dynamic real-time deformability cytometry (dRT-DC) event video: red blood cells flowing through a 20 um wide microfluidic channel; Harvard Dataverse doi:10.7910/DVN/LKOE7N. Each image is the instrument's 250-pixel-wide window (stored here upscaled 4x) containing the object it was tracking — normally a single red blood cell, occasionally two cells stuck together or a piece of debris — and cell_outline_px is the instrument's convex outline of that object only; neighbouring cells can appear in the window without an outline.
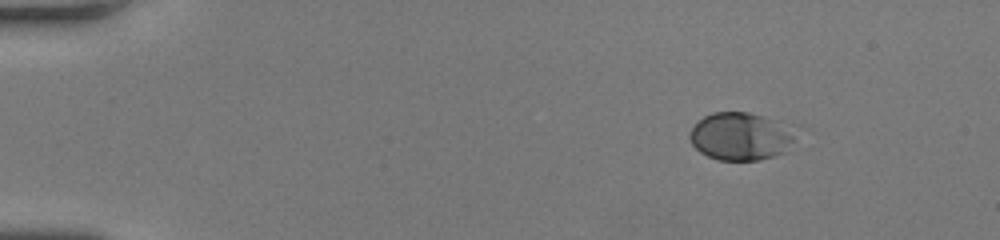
{"species": "human", "species_latin": "Homo sapiens", "temperature_condition": "room temperature", "stored_images_in_passage": 44, "camera_frame_rate_fps": 3000, "um_per_image_px": 0.085, "donor": {"sex": "female"}, "frame": {"image": 1, "passage_image": 1, "time_ms": 0.0, "image_size_px": [1000, 240], "cell_outline_px": [[800, 128], [784, 152], [760, 160], [716, 160], [700, 152], [692, 144], [688, 136], [688, 132], [704, 116], [712, 112], [748, 112], [800, 124]], "centroid_in_image_um": [63.05, 11.55], "position_along_channel_um": 22.0, "area_um2": 30.35}}
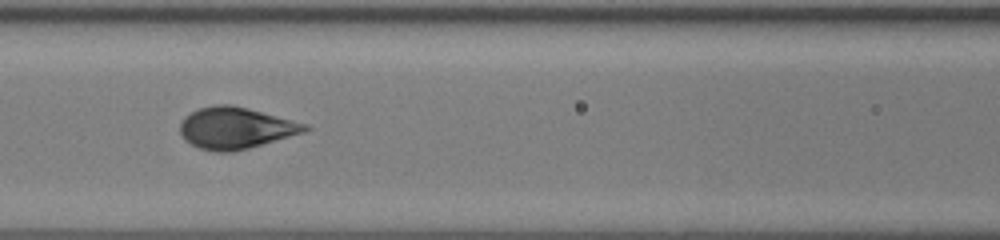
{"frame": {"image": 2, "passage_image": 18, "time_ms": 5.667, "image_size_px": [1000, 240], "cell_outline_px": [[312, 128], [304, 132], [248, 148], [232, 152], [216, 152], [200, 148], [184, 140], [180, 132], [180, 124], [184, 116], [200, 108], [220, 104], [228, 104], [308, 124]], "centroid_in_image_um": [20.0, 10.89], "position_along_channel_um": 146.6, "area_um2": 29.71}}
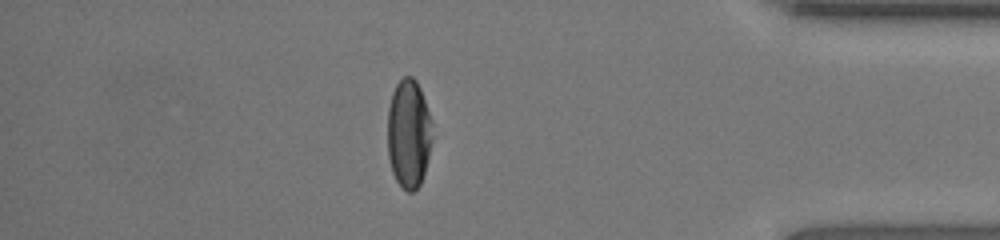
{"frame": {"image": 3, "passage_image": 38, "time_ms": 12.333, "image_size_px": [1000, 240], "cell_outline_px": [[432, 140], [428, 160], [420, 184], [412, 192], [408, 192], [396, 180], [392, 172], [388, 156], [388, 108], [392, 92], [396, 84], [404, 76], [412, 76], [416, 80], [420, 88], [432, 120]], "centroid_in_image_um": [34.74, 11.34], "position_along_channel_um": 400.5, "area_um2": 28.5}, "authors_computed_cell_mechanics": {"area_um2": 29.0734, "velocity_mm_per_s": 4.2606, "shape_relaxation_time_tau1_ms": 3.3092, "shape_relaxation_time_tau2_ms": null, "deformation_change_tau1": 0.1926, "deformation_change_tau2": null}}